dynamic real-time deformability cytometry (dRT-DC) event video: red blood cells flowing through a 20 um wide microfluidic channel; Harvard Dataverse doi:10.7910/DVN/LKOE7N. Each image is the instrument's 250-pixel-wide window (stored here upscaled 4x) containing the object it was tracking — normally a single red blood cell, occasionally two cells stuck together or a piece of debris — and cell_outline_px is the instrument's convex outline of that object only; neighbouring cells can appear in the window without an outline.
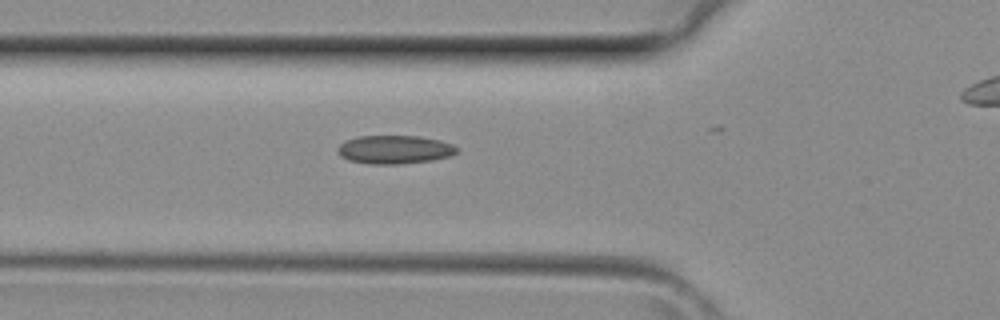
{"species": "common noctule bat (a hibernating species)", "species_latin": "Nyctalus noctula", "temperature_condition": "room temperature", "stored_images_in_passage": 20, "camera_frame_rate_fps": 3000, "um_per_image_px": 0.085, "animal": {"sex": "female", "body_mass_g": 29.2, "forearm_length_mm": 56.3}, "frame": {"image": 1, "passage_image": 2, "time_ms": 0.333, "image_size_px": [1000, 320], "cell_outline_px": [[460, 152], [452, 156], [432, 160], [400, 164], [368, 164], [348, 160], [340, 156], [336, 152], [336, 148], [344, 140], [360, 136], [420, 136], [440, 140], [452, 144]], "centroid_in_image_um": [33.52, 12.71], "position_along_channel_um": 92.3, "area_um2": 20.06}}
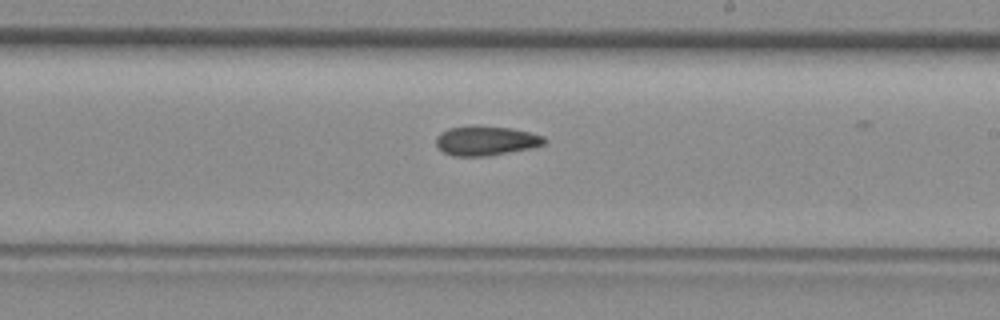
{"frame": {"image": 2, "passage_image": 11, "time_ms": 3.333, "image_size_px": [1000, 320], "cell_outline_px": [[548, 140], [544, 144], [532, 148], [488, 156], [452, 156], [444, 152], [436, 144], [436, 136], [440, 132], [448, 128], [472, 124], [476, 124], [512, 128], [544, 136]], "centroid_in_image_um": [41.3, 11.94], "position_along_channel_um": 247.7, "area_um2": 19.02}}
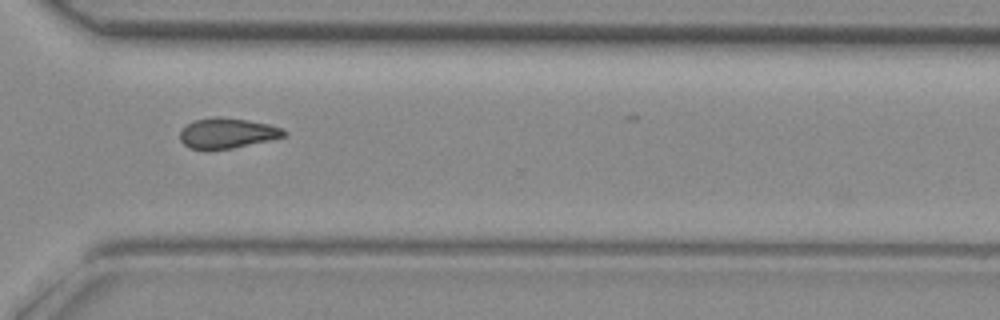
{"frame": {"image": 3, "passage_image": 17, "time_ms": 5.333, "image_size_px": [1000, 320], "cell_outline_px": [[288, 132], [284, 136], [272, 140], [232, 148], [208, 152], [188, 148], [180, 140], [180, 132], [188, 124], [196, 120], [248, 120], [268, 124], [280, 128]], "centroid_in_image_um": [19.31, 11.41], "position_along_channel_um": 351.3, "area_um2": 17.86}}